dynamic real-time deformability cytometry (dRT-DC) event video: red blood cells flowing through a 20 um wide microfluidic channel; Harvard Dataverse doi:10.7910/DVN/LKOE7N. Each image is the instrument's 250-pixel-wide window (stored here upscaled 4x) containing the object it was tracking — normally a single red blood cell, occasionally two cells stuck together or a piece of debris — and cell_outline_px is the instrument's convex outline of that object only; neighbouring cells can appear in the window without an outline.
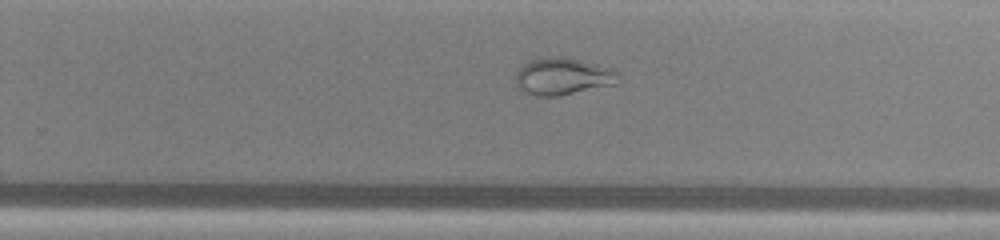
{"species": "common noctule bat (a hibernating species)", "species_latin": "Nyctalus noctula", "temperature_condition": "warm", "stored_images_in_passage": 37, "camera_frame_rate_fps": 3000, "um_per_image_px": 0.085, "animal": {"sex": "male", "body_mass_g": 13.0, "forearm_length_mm": 53.1}, "frame": {"image": 1, "passage_image": 26, "time_ms": 8.333, "image_size_px": [1000, 240], "cell_outline_px": [[620, 80], [616, 84], [560, 96], [536, 96], [524, 92], [516, 84], [516, 72], [524, 60], [544, 56], [564, 56], [612, 68], [616, 72]], "centroid_in_image_um": [47.8, 6.47], "position_along_channel_um": 282.0, "area_um2": 22.66}}
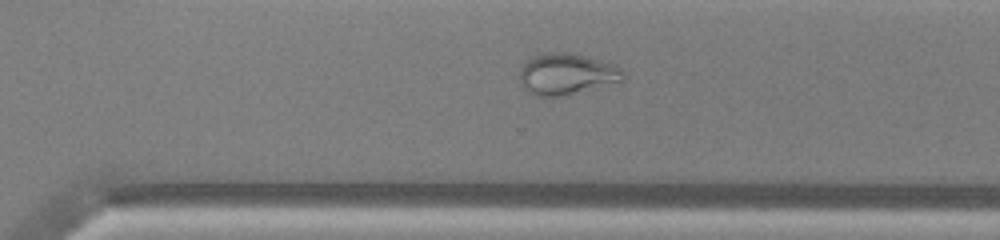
{"frame": {"image": 2, "passage_image": 29, "time_ms": 9.333, "image_size_px": [1000, 240], "cell_outline_px": [[624, 80], [560, 96], [536, 96], [528, 92], [520, 80], [520, 68], [532, 56], [544, 52], [568, 52], [616, 64], [624, 72]], "centroid_in_image_um": [48.15, 6.27], "position_along_channel_um": 322.5, "area_um2": 24.62}}
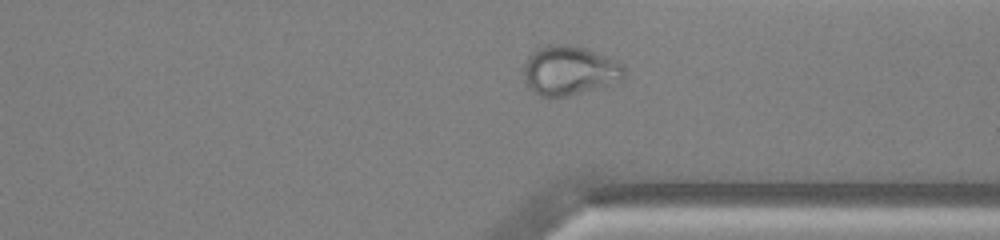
{"frame": {"image": 3, "passage_image": 32, "time_ms": 10.333, "image_size_px": [1000, 240], "cell_outline_px": [[628, 72], [620, 80], [608, 84], [564, 96], [540, 96], [528, 88], [524, 80], [524, 64], [528, 56], [532, 52], [548, 44], [572, 44], [588, 48], [620, 60]], "centroid_in_image_um": [48.42, 5.95], "position_along_channel_um": 363.0, "area_um2": 29.07}}